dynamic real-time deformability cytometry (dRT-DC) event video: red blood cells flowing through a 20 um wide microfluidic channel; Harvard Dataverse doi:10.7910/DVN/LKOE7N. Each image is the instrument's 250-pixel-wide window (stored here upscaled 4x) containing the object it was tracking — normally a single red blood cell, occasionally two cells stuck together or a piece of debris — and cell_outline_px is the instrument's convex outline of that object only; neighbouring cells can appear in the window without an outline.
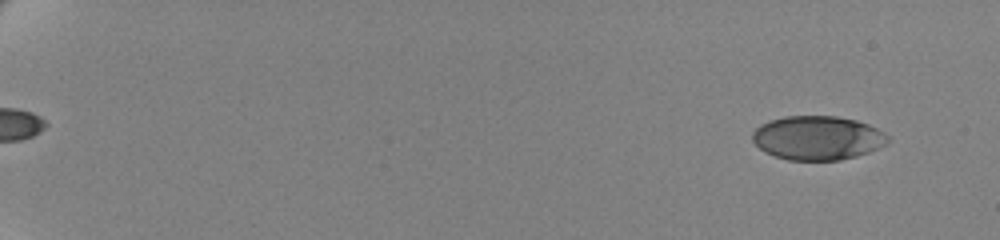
{"species": "human", "species_latin": "Homo sapiens", "temperature_condition": "cold", "stored_images_in_passage": 57, "camera_frame_rate_fps": 3000, "um_per_image_px": 0.085, "donor": {"sex": "female"}, "frame": {"image": 1, "passage_image": 1, "time_ms": 0.0, "image_size_px": [1000, 240], "cell_outline_px": [[888, 140], [884, 144], [868, 152], [856, 156], [840, 160], [788, 160], [764, 152], [752, 140], [752, 132], [760, 124], [784, 116], [836, 116], [856, 120], [868, 124], [884, 132], [888, 136]], "centroid_in_image_um": [69.46, 11.72], "position_along_channel_um": 15.5, "area_um2": 34.56}}
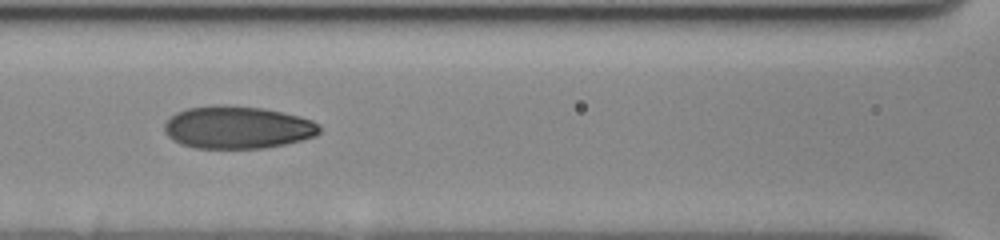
{"frame": {"image": 2, "passage_image": 28, "time_ms": 9.0, "image_size_px": [1000, 240], "cell_outline_px": [[320, 132], [316, 136], [284, 144], [264, 148], [196, 148], [180, 144], [172, 140], [164, 132], [164, 124], [176, 112], [188, 108], [216, 104], [220, 104], [264, 108], [284, 112], [300, 116], [312, 120], [320, 128]], "centroid_in_image_um": [20.17, 10.82], "position_along_channel_um": 146.4, "area_um2": 38.61}}
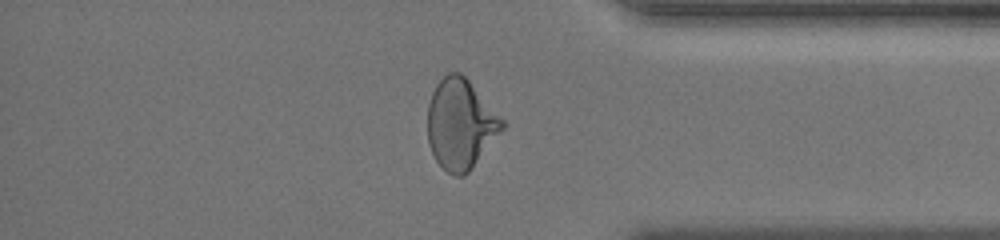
{"frame": {"image": 3, "passage_image": 50, "time_ms": 16.333, "image_size_px": [1000, 240], "cell_outline_px": [[504, 128], [468, 172], [464, 176], [456, 176], [448, 172], [436, 160], [428, 144], [428, 104], [432, 92], [436, 84], [448, 72], [460, 72], [468, 80], [504, 120]], "centroid_in_image_um": [39.13, 10.54], "position_along_channel_um": 396.1, "area_um2": 38.67}, "authors_computed_cell_mechanics": {"area_um2": 37.1076, "velocity_mm_per_s": 3.5014, "shape_relaxation_time_tau1_ms": 5.394, "shape_relaxation_time_tau2_ms": 1.547, "deformation_change_tau1": 0.1657, "deformation_change_tau2": 0.0636}}